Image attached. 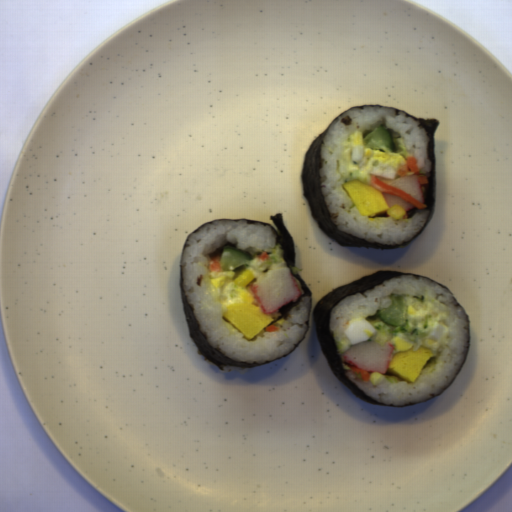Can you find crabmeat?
Instances as JSON below:
<instances>
[{
  "mask_svg": "<svg viewBox=\"0 0 512 512\" xmlns=\"http://www.w3.org/2000/svg\"><path fill=\"white\" fill-rule=\"evenodd\" d=\"M247 289L264 315L295 303L302 293L289 267H279L267 272Z\"/></svg>",
  "mask_w": 512,
  "mask_h": 512,
  "instance_id": "crabmeat-1",
  "label": "crabmeat"
},
{
  "mask_svg": "<svg viewBox=\"0 0 512 512\" xmlns=\"http://www.w3.org/2000/svg\"><path fill=\"white\" fill-rule=\"evenodd\" d=\"M394 350L395 346L387 342L380 345L375 341H364L351 346L342 357L349 366L385 375L389 370Z\"/></svg>",
  "mask_w": 512,
  "mask_h": 512,
  "instance_id": "crabmeat-2",
  "label": "crabmeat"
},
{
  "mask_svg": "<svg viewBox=\"0 0 512 512\" xmlns=\"http://www.w3.org/2000/svg\"><path fill=\"white\" fill-rule=\"evenodd\" d=\"M382 182L391 186L399 187L405 193L412 196L415 200L425 205V197L423 195L417 175H404L397 180H384Z\"/></svg>",
  "mask_w": 512,
  "mask_h": 512,
  "instance_id": "crabmeat-3",
  "label": "crabmeat"
},
{
  "mask_svg": "<svg viewBox=\"0 0 512 512\" xmlns=\"http://www.w3.org/2000/svg\"><path fill=\"white\" fill-rule=\"evenodd\" d=\"M380 192L382 193L384 199L387 202L388 207H390V208L393 207L394 205L401 206L404 209L405 213L407 211H411L412 209L416 208L415 206H413L409 202L399 198L396 195H393V194H390V193H385V192H382V191H380Z\"/></svg>",
  "mask_w": 512,
  "mask_h": 512,
  "instance_id": "crabmeat-4",
  "label": "crabmeat"
}]
</instances>
